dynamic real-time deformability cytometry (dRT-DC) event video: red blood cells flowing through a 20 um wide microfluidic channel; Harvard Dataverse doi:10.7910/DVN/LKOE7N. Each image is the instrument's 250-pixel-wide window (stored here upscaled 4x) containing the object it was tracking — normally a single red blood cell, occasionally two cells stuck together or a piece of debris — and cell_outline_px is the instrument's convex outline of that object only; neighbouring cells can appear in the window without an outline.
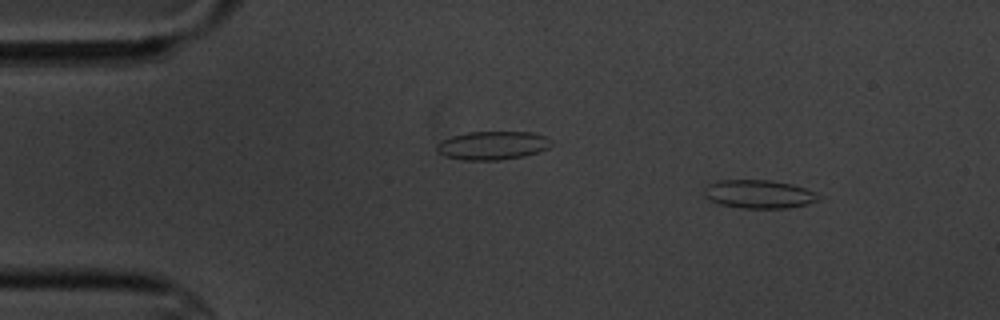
{"species": "common noctule bat (a hibernating species)", "species_latin": "Nyctalus noctula", "temperature_condition": "cold", "stored_images_in_passage": 56, "camera_frame_rate_fps": 3000, "um_per_image_px": 0.085, "animal": {"sex": "male", "body_mass_g": 20.1, "forearm_length_mm": 53.5}, "frame": {"image": 1, "passage_image": 6, "time_ms": 1.667, "image_size_px": [1000, 320], "cell_outline_px": [[824, 196], [820, 200], [808, 204], [788, 208], [740, 208], [720, 204], [704, 196], [704, 188], [708, 184], [716, 180], [772, 180], [792, 184], [816, 192]], "centroid_in_image_um": [64.55, 16.5], "position_along_channel_um": 20.4, "area_um2": 19.19}}
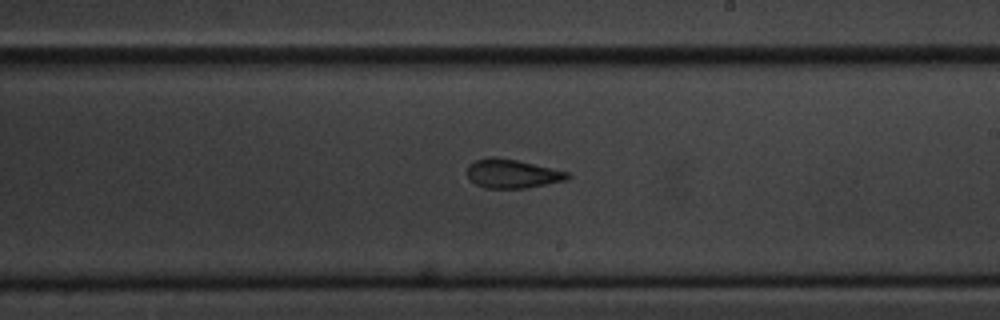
{"frame": {"image": 2, "passage_image": 32, "time_ms": 10.333, "image_size_px": [1000, 320], "cell_outline_px": [[572, 176], [568, 180], [528, 188], [484, 188], [476, 184], [468, 176], [468, 164], [476, 160], [492, 156], [516, 160], [568, 172]], "centroid_in_image_um": [43.57, 14.77], "position_along_channel_um": 245.4, "area_um2": 16.82}}
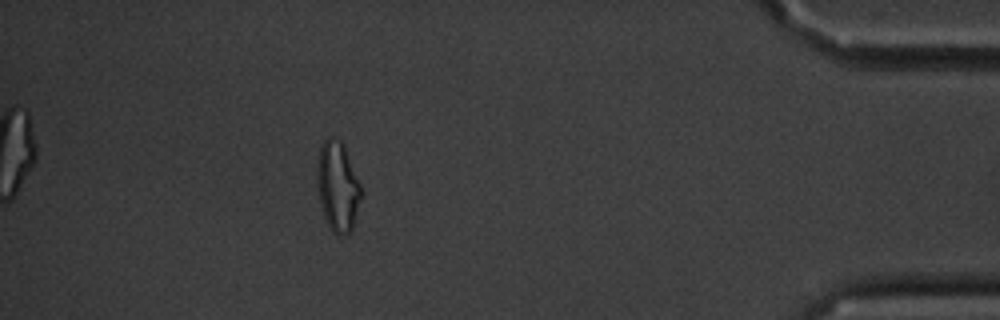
{"frame": {"image": 3, "passage_image": 50, "time_ms": 16.333, "image_size_px": [1000, 320], "cell_outline_px": [[364, 192], [352, 228], [348, 232], [340, 236], [336, 236], [332, 232], [324, 216], [320, 204], [316, 184], [316, 168], [320, 148], [324, 140], [328, 136], [332, 136], [340, 140], [344, 144]], "centroid_in_image_um": [28.71, 15.84], "position_along_channel_um": 406.5, "area_um2": 23.58}, "authors_computed_cell_mechanics": {"area_um2": 17.8024, "velocity_mm_per_s": 3.5066, "shape_relaxation_time_tau1_ms": 8.7933, "shape_relaxation_time_tau2_ms": 4.3348, "deformation_change_tau1": 0.1752, "deformation_change_tau2": 0.1138}}